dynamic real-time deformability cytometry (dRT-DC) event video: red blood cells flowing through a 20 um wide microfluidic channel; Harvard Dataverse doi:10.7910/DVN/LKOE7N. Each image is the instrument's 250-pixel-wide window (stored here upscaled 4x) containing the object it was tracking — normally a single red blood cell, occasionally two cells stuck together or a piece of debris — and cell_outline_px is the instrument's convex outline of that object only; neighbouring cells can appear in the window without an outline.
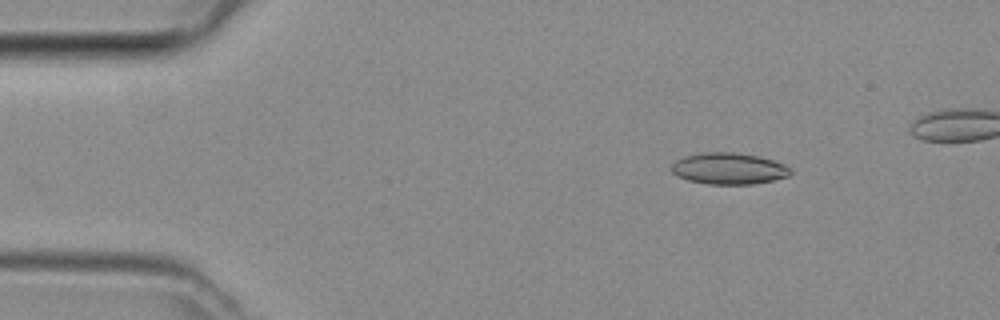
{"species": "common noctule bat (a hibernating species)", "species_latin": "Nyctalus noctula", "temperature_condition": "room temperature", "stored_images_in_passage": 5, "camera_frame_rate_fps": 3000, "um_per_image_px": 0.085, "animal": {"sex": "female", "body_mass_g": 29.2, "forearm_length_mm": 56.3}, "frame": {"image": 1, "passage_image": 2, "time_ms": 0.333, "image_size_px": [1000, 320], "cell_outline_px": [[792, 172], [788, 176], [772, 180], [752, 184], [708, 184], [688, 180], [676, 176], [672, 172], [672, 164], [676, 160], [684, 156], [708, 152], [732, 152], [756, 156], [772, 160], [784, 164], [792, 168]], "centroid_in_image_um": [61.94, 14.33], "position_along_channel_um": 23.1, "area_um2": 21.68}}